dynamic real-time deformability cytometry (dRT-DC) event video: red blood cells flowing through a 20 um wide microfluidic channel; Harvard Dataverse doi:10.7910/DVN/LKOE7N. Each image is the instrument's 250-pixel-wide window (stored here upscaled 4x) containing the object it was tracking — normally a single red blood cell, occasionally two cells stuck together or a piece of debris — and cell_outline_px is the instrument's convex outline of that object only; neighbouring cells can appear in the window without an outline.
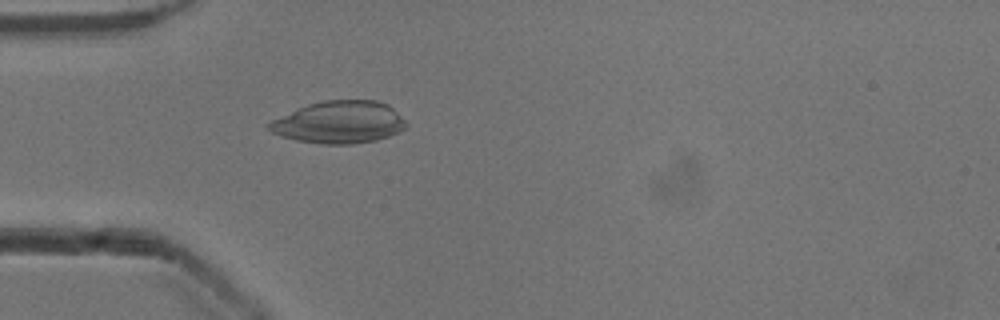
{"species": "common noctule bat (a hibernating species)", "species_latin": "Nyctalus noctula", "temperature_condition": "cold", "stored_images_in_passage": 42, "camera_frame_rate_fps": 3000, "um_per_image_px": 0.085, "animal": {"sex": "male", "body_mass_g": 13.3}, "frame": {"image": 1, "passage_image": 5, "time_ms": 1.333, "image_size_px": [1000, 320], "cell_outline_px": [[408, 124], [400, 132], [376, 140], [352, 144], [320, 144], [296, 140], [280, 136], [272, 132], [268, 128], [268, 124], [272, 120], [308, 104], [324, 100], [376, 100], [388, 104]], "centroid_in_image_um": [28.84, 10.39], "position_along_channel_um": 56.2, "area_um2": 33.64}}
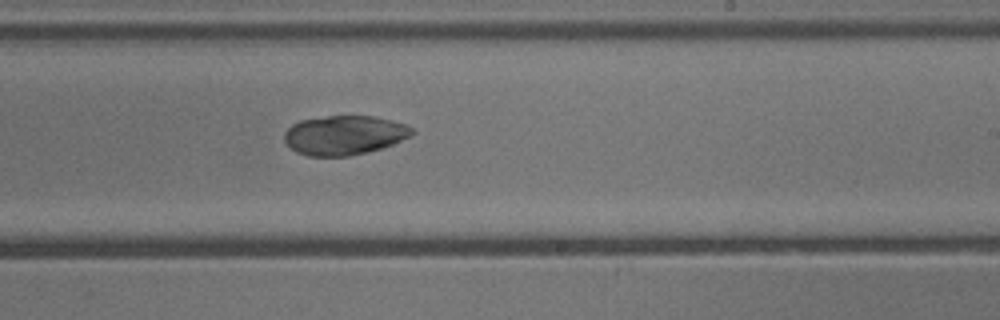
{"frame": {"image": 2, "passage_image": 21, "time_ms": 6.667, "image_size_px": [1000, 320], "cell_outline_px": [[416, 132], [412, 136], [392, 144], [380, 148], [348, 156], [308, 156], [296, 152], [284, 140], [284, 132], [292, 124], [300, 120], [328, 116], [372, 116], [392, 120], [404, 124], [412, 128]], "centroid_in_image_um": [29.26, 11.48], "position_along_channel_um": 259.7, "area_um2": 29.13}}
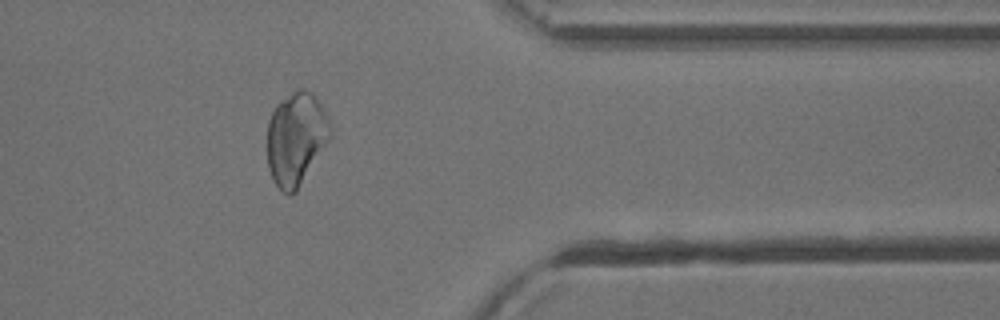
{"frame": {"image": 3, "passage_image": 32, "time_ms": 10.333, "image_size_px": [1000, 320], "cell_outline_px": [[332, 136], [296, 192], [292, 196], [288, 196], [276, 184], [268, 168], [268, 120], [276, 104], [280, 100], [296, 88], [304, 88], [320, 104], [332, 124]], "centroid_in_image_um": [25.17, 11.79], "position_along_channel_um": 386.2, "area_um2": 34.22}}